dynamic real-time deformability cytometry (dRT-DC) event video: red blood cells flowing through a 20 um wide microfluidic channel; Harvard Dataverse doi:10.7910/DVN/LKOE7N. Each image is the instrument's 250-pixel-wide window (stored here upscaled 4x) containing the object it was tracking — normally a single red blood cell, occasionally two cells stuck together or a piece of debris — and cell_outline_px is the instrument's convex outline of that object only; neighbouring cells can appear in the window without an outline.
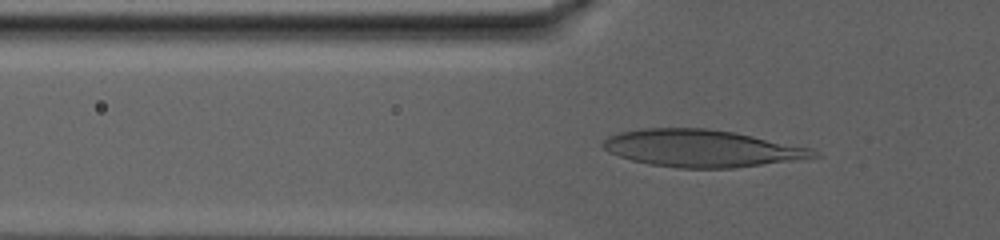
{"species": "human", "species_latin": "Homo sapiens", "temperature_condition": "warm", "stored_images_in_passage": 72, "camera_frame_rate_fps": 3000, "um_per_image_px": 0.085, "donor": {"sex": "male"}, "frame": {"image": 1, "passage_image": 27, "time_ms": 8.667, "image_size_px": [1000, 240], "cell_outline_px": [[824, 156], [800, 160], [732, 168], [680, 168], [648, 164], [632, 160], [608, 152], [600, 144], [608, 136], [620, 132], [644, 128], [704, 128], [736, 132], [812, 148]], "centroid_in_image_um": [59.7, 12.61], "position_along_channel_um": 66.1, "area_um2": 45.95}}
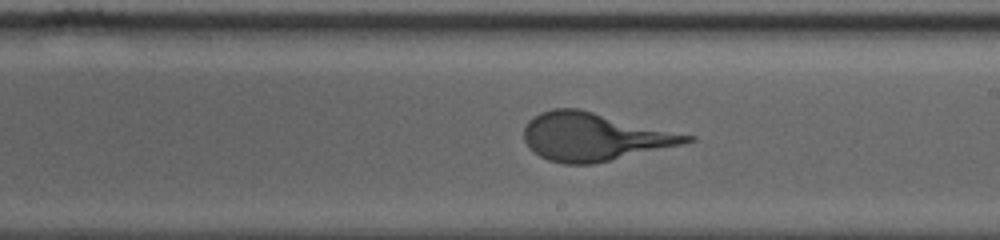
{"frame": {"image": 2, "passage_image": 46, "time_ms": 15.0, "image_size_px": [1000, 240], "cell_outline_px": [[696, 140], [680, 144], [592, 164], [564, 164], [548, 160], [540, 156], [524, 140], [524, 128], [528, 120], [532, 116], [540, 112], [552, 108], [580, 108], [696, 136]], "centroid_in_image_um": [50.48, 11.6], "position_along_channel_um": 238.5, "area_um2": 45.26}}
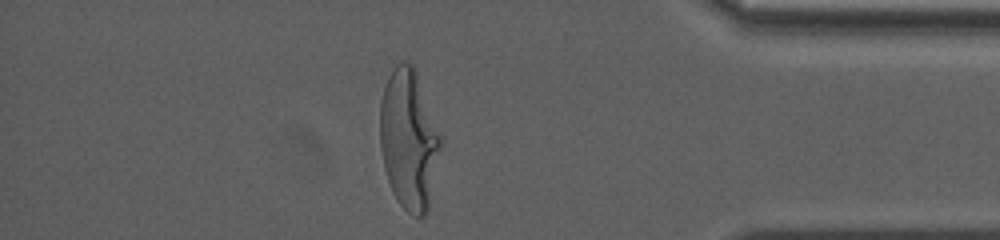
{"frame": {"image": 3, "passage_image": 66, "time_ms": 21.667, "image_size_px": [1000, 240], "cell_outline_px": [[444, 144], [428, 208], [424, 216], [412, 216], [396, 200], [392, 192], [384, 168], [380, 148], [380, 104], [384, 88], [388, 76], [392, 68], [400, 60], [408, 60], [416, 68], [444, 140]], "centroid_in_image_um": [34.79, 11.81], "position_along_channel_um": 400.4, "area_um2": 50.75}}